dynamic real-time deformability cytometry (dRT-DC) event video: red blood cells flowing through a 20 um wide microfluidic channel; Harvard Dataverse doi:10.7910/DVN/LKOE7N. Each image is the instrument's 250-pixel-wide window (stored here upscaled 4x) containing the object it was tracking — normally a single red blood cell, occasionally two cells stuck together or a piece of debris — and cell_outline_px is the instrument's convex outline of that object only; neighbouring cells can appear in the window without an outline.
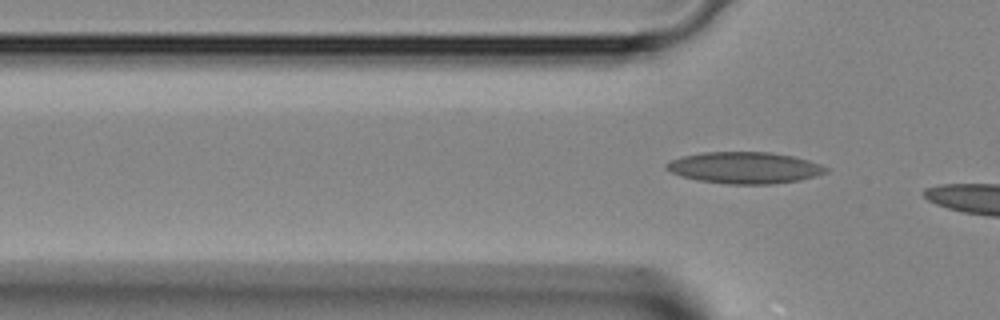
{"species": "Egyptian fruit bat (a non-hibernating species)", "species_latin": "Rousettus aegyptiacus", "temperature_condition": "room temperature", "stored_images_in_passage": 6, "camera_frame_rate_fps": 3000, "um_per_image_px": 0.085, "animal": {"sex": "female"}, "frame": {"image": 1, "passage_image": 6, "time_ms": 1.667, "image_size_px": [1000, 320], "cell_outline_px": [[828, 172], [816, 176], [800, 180], [772, 184], [728, 184], [700, 180], [680, 176], [664, 168], [664, 164], [672, 160], [684, 156], [704, 152], [768, 152], [792, 156], [808, 160], [820, 164], [828, 168]], "centroid_in_image_um": [63.3, 14.26], "position_along_channel_um": 62.5, "area_um2": 29.19}}